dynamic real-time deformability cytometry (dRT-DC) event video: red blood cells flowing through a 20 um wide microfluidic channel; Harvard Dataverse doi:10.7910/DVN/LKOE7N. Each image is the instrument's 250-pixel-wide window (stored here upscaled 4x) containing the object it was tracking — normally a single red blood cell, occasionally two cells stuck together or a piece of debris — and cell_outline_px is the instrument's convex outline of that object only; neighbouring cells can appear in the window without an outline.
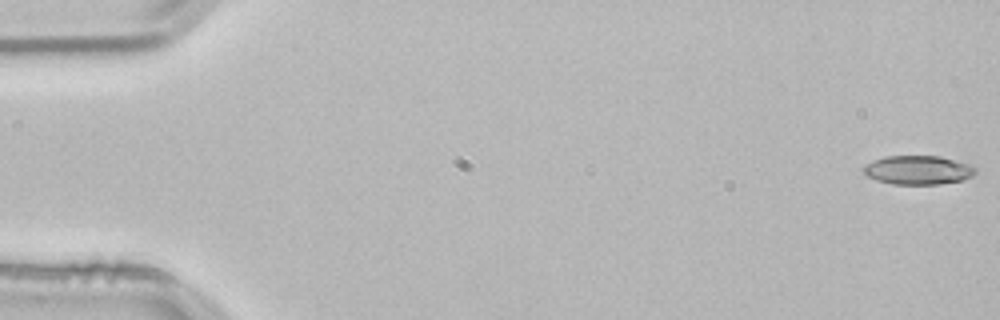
{"species": "common noctule bat (a hibernating species)", "species_latin": "Nyctalus noctula", "temperature_condition": "room temperature", "stored_images_in_passage": 51, "camera_frame_rate_fps": 3000, "um_per_image_px": 0.085, "animal": {"sex": "male", "body_mass_g": 21.5, "forearm_length_mm": 52.0}, "frame": {"image": 1, "passage_image": 1, "time_ms": 0.0, "image_size_px": [1000, 320], "cell_outline_px": [[976, 172], [972, 176], [964, 180], [940, 184], [892, 184], [876, 180], [868, 176], [860, 168], [864, 164], [872, 160], [884, 156], [940, 156], [972, 164], [976, 168]], "centroid_in_image_um": [78.03, 14.44], "position_along_channel_um": 7.0, "area_um2": 19.19}}
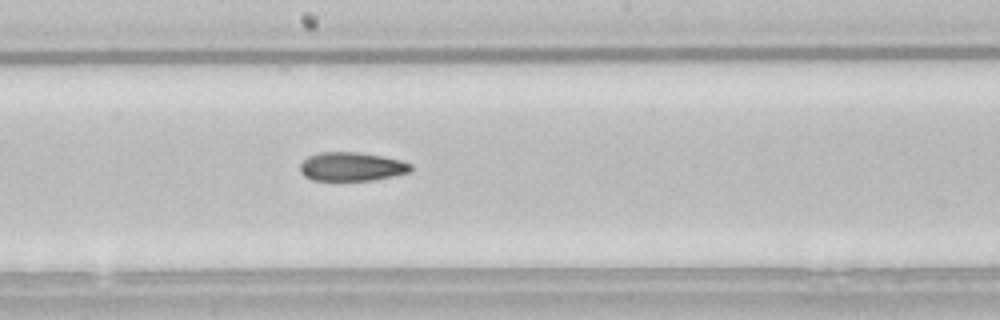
{"frame": {"image": 2, "passage_image": 29, "time_ms": 9.333, "image_size_px": [1000, 320], "cell_outline_px": [[412, 168], [408, 172], [392, 176], [372, 180], [312, 180], [304, 176], [300, 172], [300, 164], [308, 156], [320, 152], [356, 152], [380, 156], [400, 160], [412, 164]], "centroid_in_image_um": [29.85, 14.16], "position_along_channel_um": 218.3, "area_um2": 18.38}}
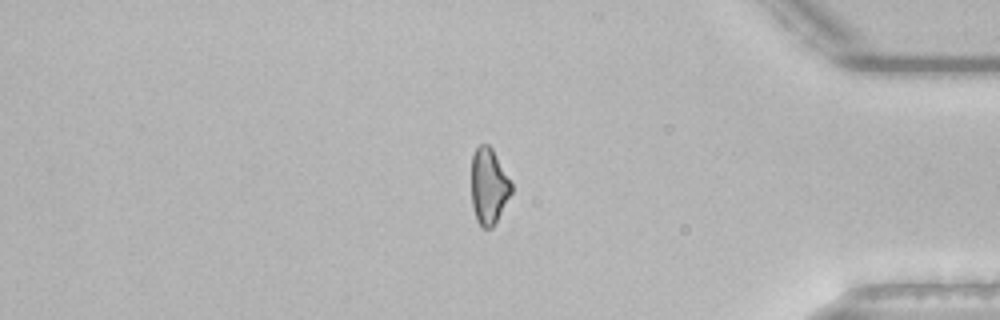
{"frame": {"image": 3, "passage_image": 45, "time_ms": 14.667, "image_size_px": [1000, 320], "cell_outline_px": [[512, 192], [492, 228], [484, 228], [476, 220], [472, 208], [472, 156], [476, 148], [480, 144], [488, 144], [492, 148], [512, 184]], "centroid_in_image_um": [41.53, 15.82], "position_along_channel_um": 393.7, "area_um2": 17.51}}